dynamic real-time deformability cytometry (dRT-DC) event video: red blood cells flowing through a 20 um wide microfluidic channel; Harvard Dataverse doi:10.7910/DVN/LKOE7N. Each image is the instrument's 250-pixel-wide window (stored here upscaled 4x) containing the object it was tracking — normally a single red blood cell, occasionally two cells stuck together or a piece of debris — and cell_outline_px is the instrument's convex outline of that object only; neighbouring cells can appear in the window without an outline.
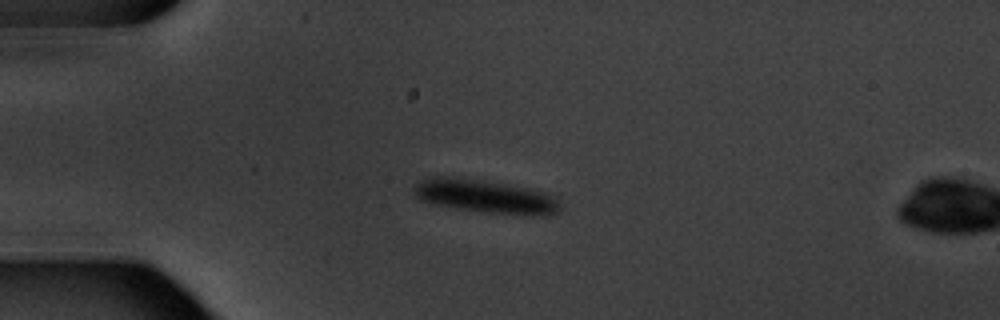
{"species": "common noctule bat (a hibernating species)", "species_latin": "Nyctalus noctula", "temperature_condition": "warm", "stored_images_in_passage": 2, "camera_frame_rate_fps": 3000, "um_per_image_px": 0.085, "animal": {"sex": "male", "body_mass_g": 20.1, "forearm_length_mm": 53.5}, "frame": {"image": 1, "passage_image": 1, "time_ms": 0.0, "image_size_px": [1000, 320], "cell_outline_px": [[560, 208], [556, 212], [548, 216], [524, 216], [484, 212], [456, 208], [432, 204], [420, 200], [416, 196], [416, 184], [432, 176], [448, 176], [504, 184], [544, 192], [552, 196], [560, 204]], "centroid_in_image_um": [41.28, 16.73], "position_along_channel_um": 43.7, "area_um2": 28.09}}